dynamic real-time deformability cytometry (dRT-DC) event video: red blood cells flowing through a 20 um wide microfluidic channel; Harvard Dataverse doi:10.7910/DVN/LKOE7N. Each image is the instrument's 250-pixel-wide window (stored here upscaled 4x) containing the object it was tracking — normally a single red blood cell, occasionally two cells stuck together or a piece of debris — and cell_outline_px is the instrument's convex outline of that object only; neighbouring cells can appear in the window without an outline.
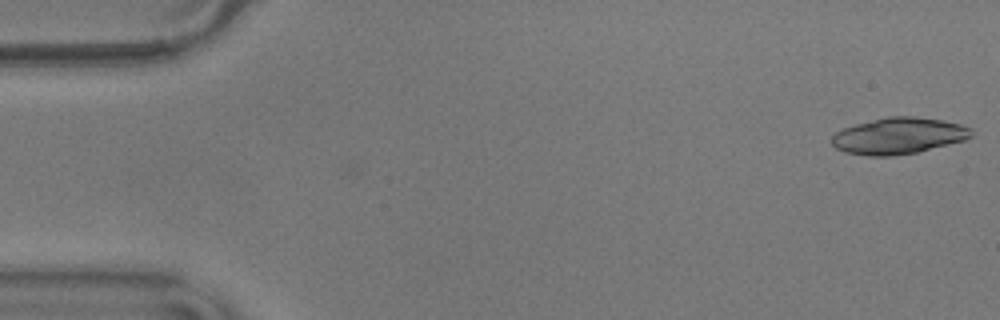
{"species": "common noctule bat (a hibernating species)", "species_latin": "Nyctalus noctula", "temperature_condition": "warm", "stored_images_in_passage": 4, "camera_frame_rate_fps": 3000, "um_per_image_px": 0.085, "animal": {"sex": "male", "body_mass_g": 17.9}, "frame": {"image": 1, "passage_image": 1, "time_ms": 0.0, "image_size_px": [1000, 320], "cell_outline_px": [[972, 136], [964, 140], [916, 152], [892, 156], [868, 156], [844, 152], [836, 148], [832, 144], [832, 136], [836, 132], [844, 128], [856, 124], [888, 116], [916, 116], [944, 120], [960, 124], [972, 128]], "centroid_in_image_um": [76.38, 11.54], "position_along_channel_um": 8.6, "area_um2": 29.54}}